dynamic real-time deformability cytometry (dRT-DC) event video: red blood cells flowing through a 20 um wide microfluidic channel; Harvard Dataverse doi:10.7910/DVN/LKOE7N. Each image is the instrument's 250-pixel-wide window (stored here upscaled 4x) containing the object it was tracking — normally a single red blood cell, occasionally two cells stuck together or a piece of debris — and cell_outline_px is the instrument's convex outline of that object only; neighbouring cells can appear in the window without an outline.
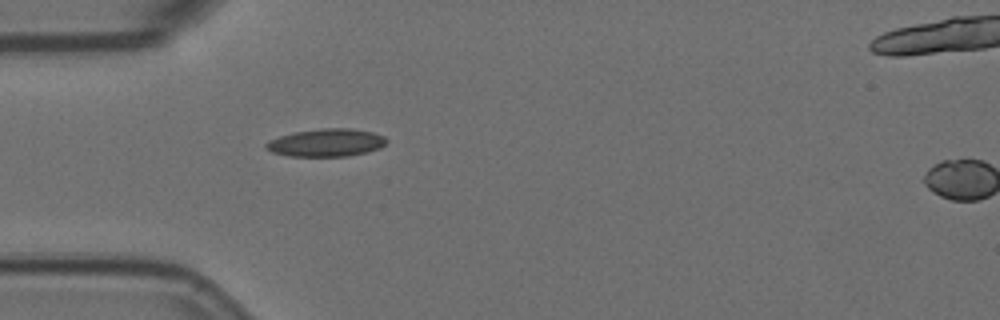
{"species": "Egyptian fruit bat (a non-hibernating species)", "species_latin": "Rousettus aegyptiacus", "temperature_condition": "room temperature", "stored_images_in_passage": 4, "camera_frame_rate_fps": 3000, "um_per_image_px": 0.085, "animal": {"sex": "female"}, "frame": {"image": 1, "passage_image": 3, "time_ms": 0.667, "image_size_px": [1000, 320], "cell_outline_px": [[388, 140], [380, 148], [348, 156], [288, 156], [272, 152], [264, 148], [264, 144], [268, 140], [280, 136], [296, 132], [324, 128], [352, 128], [372, 132], [384, 136]], "centroid_in_image_um": [27.71, 12.12], "position_along_channel_um": 57.3, "area_um2": 19.42}}